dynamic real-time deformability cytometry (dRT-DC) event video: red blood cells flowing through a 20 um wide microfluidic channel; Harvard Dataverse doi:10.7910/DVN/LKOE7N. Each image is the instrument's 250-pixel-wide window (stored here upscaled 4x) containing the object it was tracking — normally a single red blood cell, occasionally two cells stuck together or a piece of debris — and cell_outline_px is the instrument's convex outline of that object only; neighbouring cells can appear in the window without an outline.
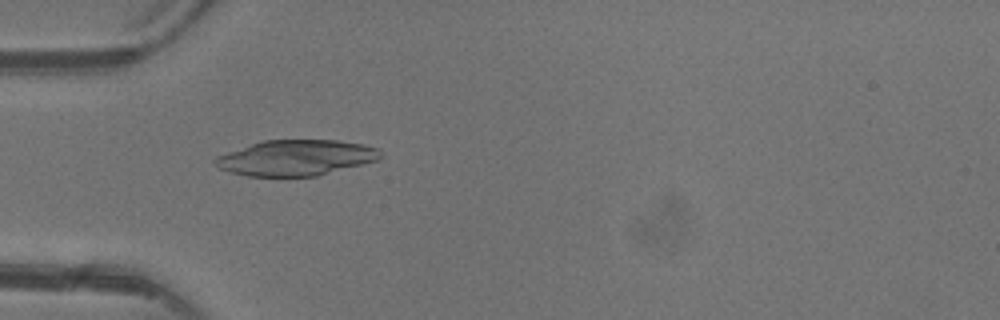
{"species": "common noctule bat (a hibernating species)", "species_latin": "Nyctalus noctula", "temperature_condition": "warm", "stored_images_in_passage": 5, "camera_frame_rate_fps": 3000, "um_per_image_px": 0.085, "animal": {"sex": "female"}, "frame": {"image": 1, "passage_image": 4, "time_ms": 3.667, "image_size_px": [1000, 320], "cell_outline_px": [[384, 156], [376, 160], [316, 176], [248, 176], [232, 172], [220, 168], [212, 160], [216, 156], [264, 140], [336, 140], [364, 144], [380, 148], [384, 152]], "centroid_in_image_um": [25.21, 13.4], "position_along_channel_um": 59.8, "area_um2": 34.1}}
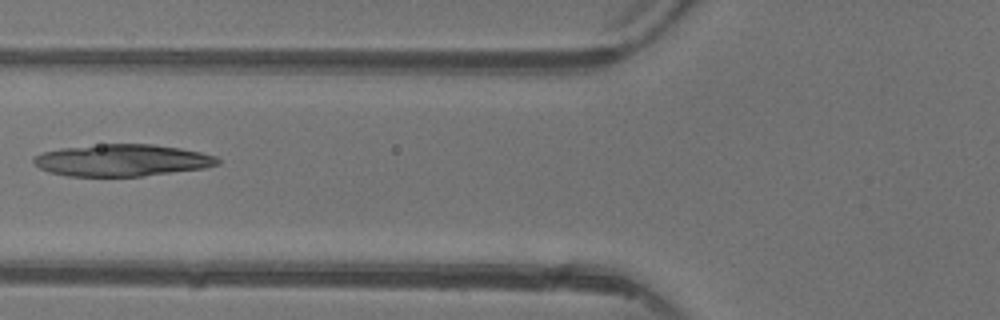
{"frame": {"image": 2, "passage_image": 5, "time_ms": 5.0, "image_size_px": [1000, 320], "cell_outline_px": [[220, 164], [204, 168], [144, 176], [68, 176], [48, 172], [40, 168], [32, 160], [32, 156], [44, 152], [60, 148], [100, 144], [152, 144], [180, 148], [200, 152], [216, 156], [220, 160]], "centroid_in_image_um": [10.37, 13.62], "position_along_channel_um": 115.4, "area_um2": 34.28}}